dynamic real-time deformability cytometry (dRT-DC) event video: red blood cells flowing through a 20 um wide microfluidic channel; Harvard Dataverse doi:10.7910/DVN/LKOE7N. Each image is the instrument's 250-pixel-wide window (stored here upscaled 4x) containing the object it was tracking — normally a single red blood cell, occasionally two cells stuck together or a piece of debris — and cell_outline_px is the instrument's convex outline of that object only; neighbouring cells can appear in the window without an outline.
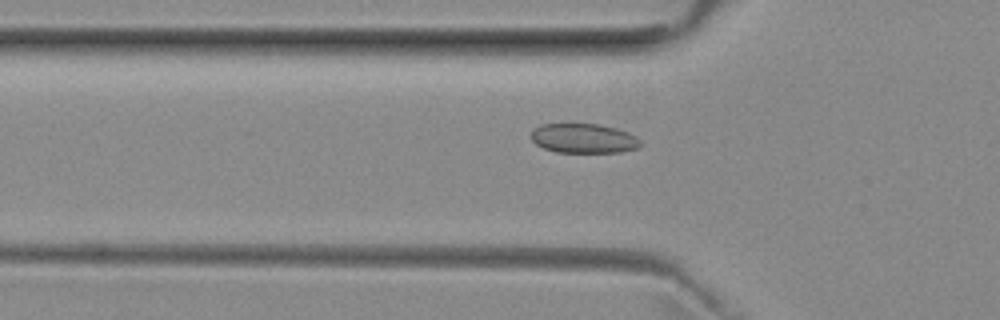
{"species": "common noctule bat (a hibernating species)", "species_latin": "Nyctalus noctula", "temperature_condition": "room temperature", "stored_images_in_passage": 34, "camera_frame_rate_fps": 3000, "um_per_image_px": 0.085, "animal": {"sex": "female", "body_mass_g": 29.2, "forearm_length_mm": 56.3}, "frame": {"image": 1, "passage_image": 5, "time_ms": 1.333, "image_size_px": [1000, 320], "cell_outline_px": [[640, 144], [636, 148], [620, 152], [556, 152], [544, 148], [536, 144], [532, 140], [532, 128], [540, 124], [600, 124], [616, 128], [628, 132], [636, 136], [640, 140]], "centroid_in_image_um": [49.59, 11.75], "position_along_channel_um": 76.2, "area_um2": 18.79}}
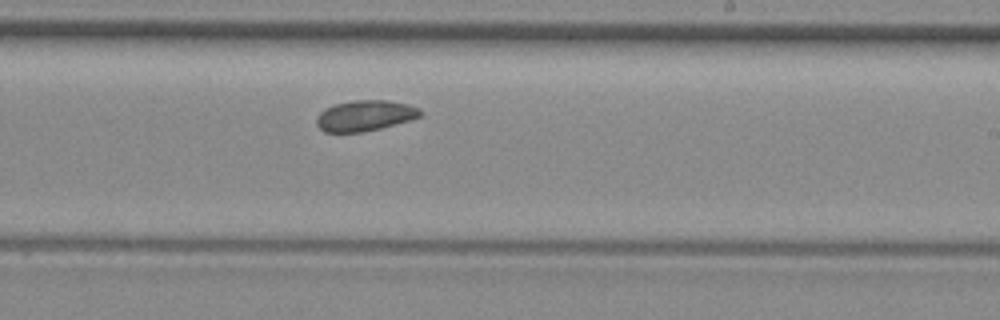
{"frame": {"image": 2, "passage_image": 19, "time_ms": 6.0, "image_size_px": [1000, 320], "cell_outline_px": [[420, 116], [412, 120], [364, 132], [324, 132], [316, 124], [316, 120], [320, 112], [324, 108], [336, 104], [352, 100], [388, 100], [408, 104], [420, 108]], "centroid_in_image_um": [31.02, 9.83], "position_along_channel_um": 258.0, "area_um2": 18.61}}
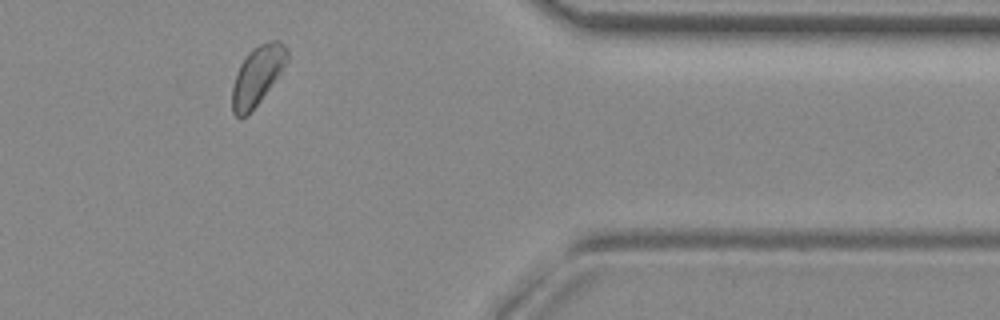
{"frame": {"image": 3, "passage_image": 31, "time_ms": 10.0, "image_size_px": [1000, 320], "cell_outline_px": [[288, 60], [272, 84], [260, 100], [240, 120], [232, 112], [232, 88], [240, 64], [248, 52], [252, 48], [260, 44], [272, 40], [280, 40], [288, 48]], "centroid_in_image_um": [21.87, 6.39], "position_along_channel_um": 389.5, "area_um2": 18.55}, "authors_computed_cell_mechanics": {"area_um2": 18.8428, "velocity_mm_per_s": 3.8977, "shape_relaxation_time_tau1_ms": null, "shape_relaxation_time_tau2_ms": 3.3045, "deformation_change_tau1": null, "deformation_change_tau2": 0.0558}}